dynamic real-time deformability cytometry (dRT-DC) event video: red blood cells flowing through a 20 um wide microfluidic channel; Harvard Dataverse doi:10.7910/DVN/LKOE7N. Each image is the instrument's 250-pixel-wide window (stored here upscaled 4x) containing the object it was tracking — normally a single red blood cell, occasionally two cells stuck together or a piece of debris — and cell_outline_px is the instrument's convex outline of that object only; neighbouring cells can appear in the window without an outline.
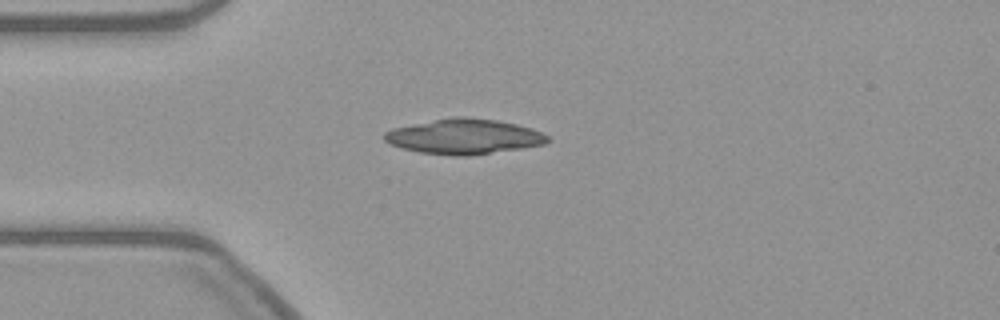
{"species": "common noctule bat (a hibernating species)", "species_latin": "Nyctalus noctula", "temperature_condition": "warm", "stored_images_in_passage": 4, "camera_frame_rate_fps": 3000, "um_per_image_px": 0.085, "animal": {"sex": "female", "body_mass_g": 21.9}, "frame": {"image": 1, "passage_image": 1, "time_ms": 0.0, "image_size_px": [1000, 320], "cell_outline_px": [[552, 140], [544, 144], [524, 148], [468, 156], [452, 156], [420, 152], [400, 148], [388, 144], [384, 140], [384, 132], [392, 128], [452, 116], [468, 116], [496, 120], [516, 124], [532, 128], [548, 136]], "centroid_in_image_um": [39.43, 11.6], "position_along_channel_um": 45.6, "area_um2": 33.76}}